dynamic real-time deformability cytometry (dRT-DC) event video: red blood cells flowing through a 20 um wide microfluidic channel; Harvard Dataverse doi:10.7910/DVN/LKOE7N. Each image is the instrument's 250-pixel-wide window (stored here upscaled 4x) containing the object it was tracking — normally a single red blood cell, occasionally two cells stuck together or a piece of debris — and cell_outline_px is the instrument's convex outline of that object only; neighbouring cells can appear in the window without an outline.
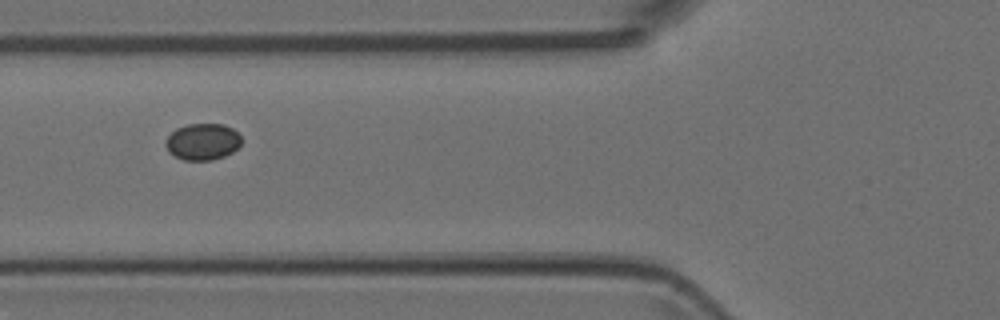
{"species": "Egyptian fruit bat (a non-hibernating species)", "species_latin": "Rousettus aegyptiacus", "temperature_condition": "room temperature", "stored_images_in_passage": 9, "camera_frame_rate_fps": 3000, "um_per_image_px": 0.085, "animal": {"sex": "female"}, "frame": {"image": 1, "passage_image": 6, "time_ms": 1.667, "image_size_px": [1000, 320], "cell_outline_px": [[240, 144], [232, 152], [224, 156], [212, 160], [184, 160], [168, 152], [164, 144], [168, 136], [176, 128], [188, 124], [224, 124], [232, 128], [240, 136]], "centroid_in_image_um": [17.2, 12.04], "position_along_channel_um": 108.6, "area_um2": 16.07}}
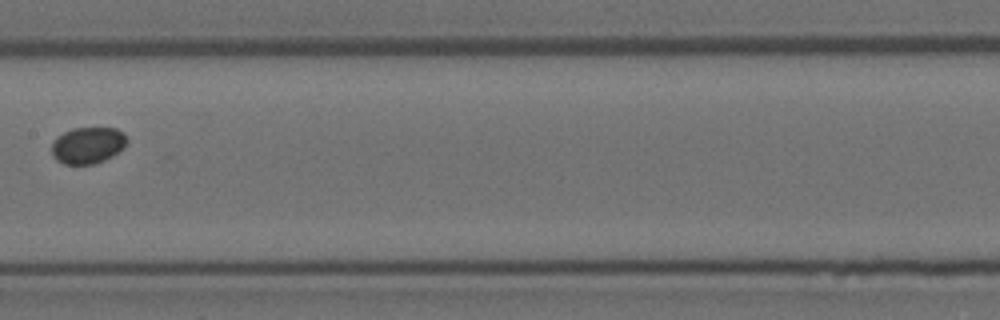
{"frame": {"image": 2, "passage_image": 8, "time_ms": 2.333, "image_size_px": [1000, 320], "cell_outline_px": [[128, 140], [124, 148], [112, 156], [96, 164], [64, 164], [56, 160], [52, 156], [52, 140], [56, 136], [72, 128], [116, 128], [124, 132]], "centroid_in_image_um": [7.46, 12.34], "position_along_channel_um": 199.9, "area_um2": 16.3}}
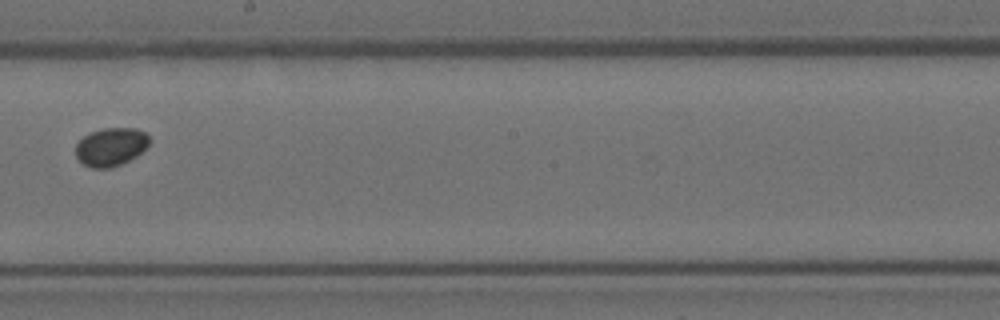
{"frame": {"image": 3, "passage_image": 9, "time_ms": 2.667, "image_size_px": [1000, 320], "cell_outline_px": [[148, 144], [136, 156], [120, 164], [108, 168], [92, 168], [84, 164], [76, 156], [76, 144], [84, 136], [92, 132], [104, 128], [136, 128], [144, 132], [148, 136]], "centroid_in_image_um": [9.4, 12.47], "position_along_channel_um": 238.8, "area_um2": 16.07}}